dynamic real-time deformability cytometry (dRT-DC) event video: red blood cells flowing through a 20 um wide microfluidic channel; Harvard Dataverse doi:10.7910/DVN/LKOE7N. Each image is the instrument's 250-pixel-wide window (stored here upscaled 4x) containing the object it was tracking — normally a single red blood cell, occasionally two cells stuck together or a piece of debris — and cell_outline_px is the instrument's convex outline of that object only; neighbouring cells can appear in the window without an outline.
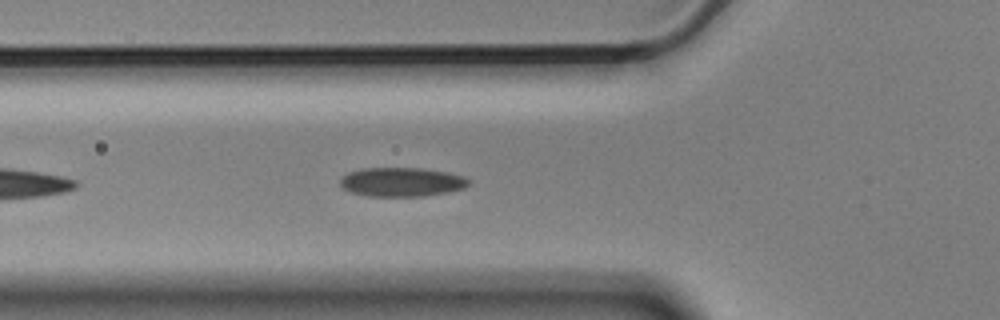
{"species": "Egyptian fruit bat (a non-hibernating species)", "species_latin": "Rousettus aegyptiacus", "temperature_condition": "cold", "stored_images_in_passage": 20, "camera_frame_rate_fps": 3000, "um_per_image_px": 0.085, "animal": {"sex": "male"}, "frame": {"image": 1, "passage_image": 6, "time_ms": 1.667, "image_size_px": [1000, 320], "cell_outline_px": [[468, 184], [464, 188], [448, 192], [424, 196], [368, 196], [352, 192], [344, 188], [340, 184], [340, 180], [348, 172], [360, 168], [420, 168], [448, 172], [464, 176], [468, 180]], "centroid_in_image_um": [34.14, 15.46], "position_along_channel_um": 91.7, "area_um2": 21.68}}